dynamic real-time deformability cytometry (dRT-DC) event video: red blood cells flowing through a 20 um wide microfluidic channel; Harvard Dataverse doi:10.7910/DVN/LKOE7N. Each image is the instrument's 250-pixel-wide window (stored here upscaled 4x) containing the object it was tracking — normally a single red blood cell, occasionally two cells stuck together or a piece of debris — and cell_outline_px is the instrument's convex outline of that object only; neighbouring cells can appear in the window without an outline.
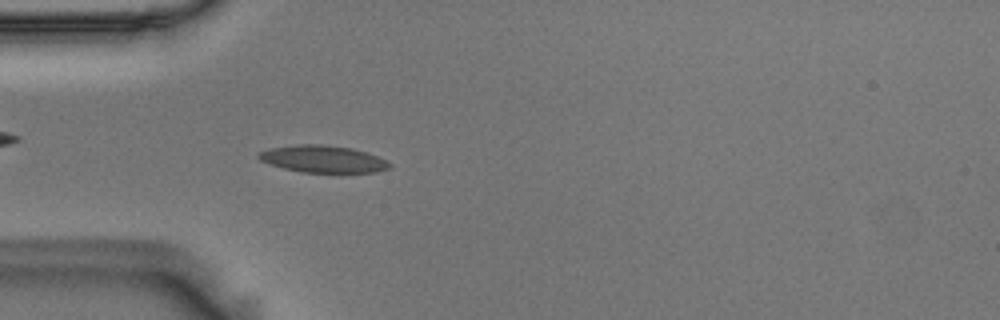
{"species": "Egyptian fruit bat (a non-hibernating species)", "species_latin": "Rousettus aegyptiacus", "temperature_condition": "room temperature", "stored_images_in_passage": 41, "camera_frame_rate_fps": 3000, "um_per_image_px": 0.085, "animal": {"sex": "male"}, "frame": {"image": 1, "passage_image": 9, "time_ms": 2.667, "image_size_px": [1000, 320], "cell_outline_px": [[392, 168], [372, 172], [304, 172], [284, 168], [260, 160], [256, 156], [260, 152], [268, 148], [296, 144], [324, 144], [352, 148], [376, 156], [392, 164]], "centroid_in_image_um": [27.43, 13.5], "position_along_channel_um": 57.6, "area_um2": 20.46}}
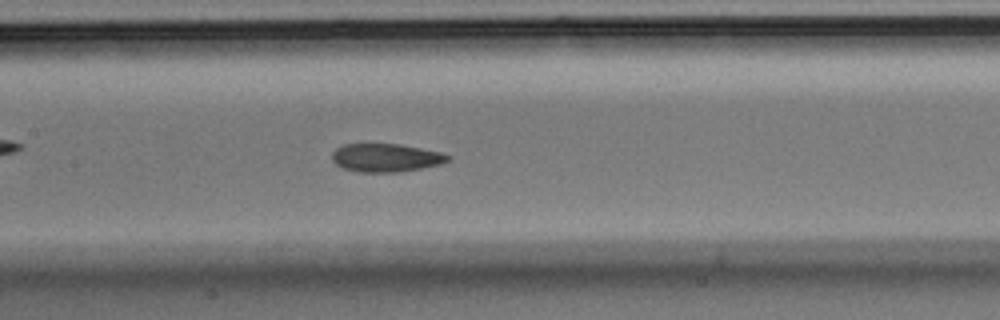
{"frame": {"image": 2, "passage_image": 19, "time_ms": 6.0, "image_size_px": [1000, 320], "cell_outline_px": [[452, 156], [448, 160], [440, 164], [400, 172], [360, 172], [344, 168], [336, 164], [332, 160], [332, 152], [336, 148], [344, 144], [400, 144], [440, 152]], "centroid_in_image_um": [32.78, 13.4], "position_along_channel_um": 174.6, "area_um2": 18.96}}
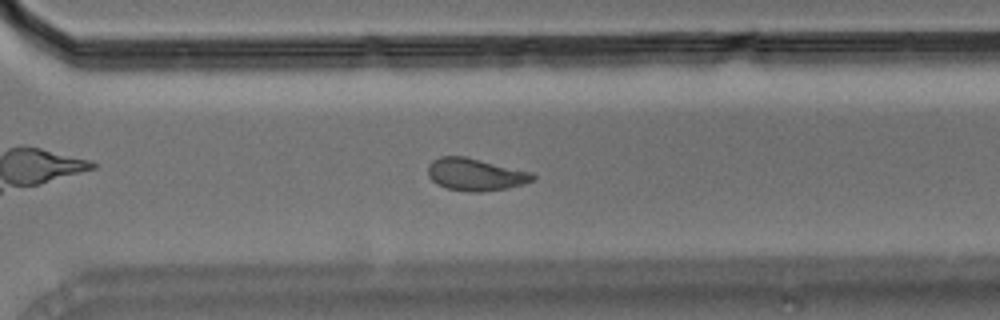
{"frame": {"image": 3, "passage_image": 32, "time_ms": 10.333, "image_size_px": [1000, 320], "cell_outline_px": [[536, 176], [532, 180], [524, 184], [508, 188], [480, 192], [468, 192], [448, 188], [436, 184], [428, 176], [428, 164], [432, 160], [440, 156], [464, 156], [532, 172]], "centroid_in_image_um": [40.39, 14.83], "position_along_channel_um": 330.2, "area_um2": 19.77}, "authors_computed_cell_mechanics": {"area_um2": 19.8832, "velocity_mm_per_s": 3.6001, "shape_relaxation_time_tau1_ms": 10.1202, "shape_relaxation_time_tau2_ms": 1.4243, "deformation_change_tau1": 0.2205, "deformation_change_tau2": 0.0754}}